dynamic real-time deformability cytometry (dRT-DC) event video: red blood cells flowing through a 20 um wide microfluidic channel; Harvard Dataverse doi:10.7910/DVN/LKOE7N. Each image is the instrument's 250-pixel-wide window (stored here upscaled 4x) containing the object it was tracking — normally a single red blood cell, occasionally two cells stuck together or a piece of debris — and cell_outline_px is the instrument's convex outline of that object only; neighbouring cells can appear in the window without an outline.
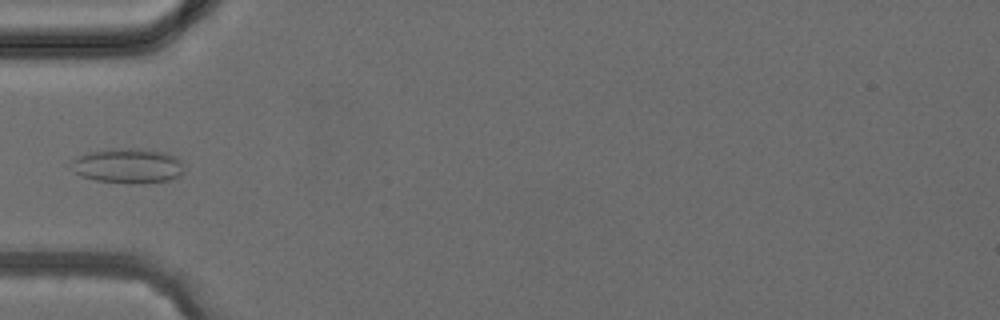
{"species": "common noctule bat (a hibernating species)", "species_latin": "Nyctalus noctula", "temperature_condition": "cold", "stored_images_in_passage": 5, "camera_frame_rate_fps": 3000, "um_per_image_px": 0.085, "animal": {"sex": "female", "body_mass_g": 24.6, "forearm_length_mm": 56.2}, "frame": {"image": 1, "passage_image": 5, "time_ms": 4.333, "image_size_px": [1000, 320], "cell_outline_px": [[184, 172], [180, 176], [168, 180], [140, 184], [132, 184], [96, 180], [80, 176], [72, 172], [68, 168], [72, 160], [76, 156], [92, 152], [112, 148], [136, 148], [168, 152], [176, 156], [184, 164]], "centroid_in_image_um": [10.87, 14.09], "position_along_channel_um": 74.1, "area_um2": 23.52}}